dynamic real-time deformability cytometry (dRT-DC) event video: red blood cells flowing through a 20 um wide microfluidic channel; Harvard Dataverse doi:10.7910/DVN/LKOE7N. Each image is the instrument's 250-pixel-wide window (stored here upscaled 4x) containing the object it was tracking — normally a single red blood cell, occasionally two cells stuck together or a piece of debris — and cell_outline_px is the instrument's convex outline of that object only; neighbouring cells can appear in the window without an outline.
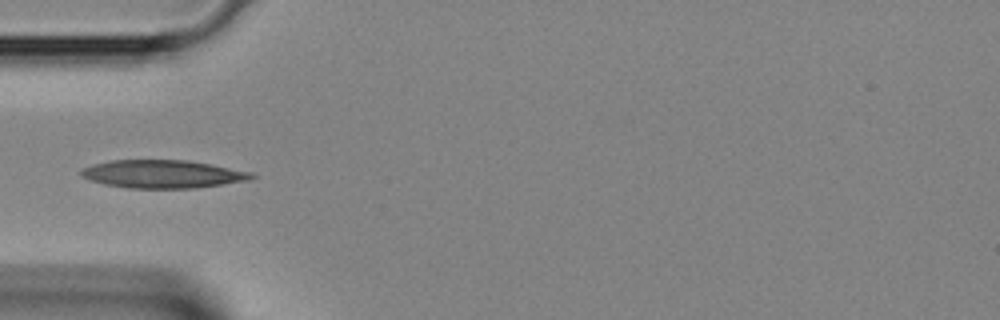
{"species": "Egyptian fruit bat (a non-hibernating species)", "species_latin": "Rousettus aegyptiacus", "temperature_condition": "room temperature", "stored_images_in_passage": 1, "camera_frame_rate_fps": 3000, "um_per_image_px": 0.085, "animal": {"sex": "female"}, "frame": {"image": 1, "passage_image": 1, "time_ms": 0.0, "image_size_px": [1000, 320], "cell_outline_px": [[256, 176], [248, 180], [192, 188], [128, 188], [104, 184], [80, 176], [80, 172], [84, 168], [92, 164], [112, 160], [188, 160], [212, 164], [252, 172]], "centroid_in_image_um": [13.82, 14.78], "position_along_channel_um": 71.2, "area_um2": 27.69}}